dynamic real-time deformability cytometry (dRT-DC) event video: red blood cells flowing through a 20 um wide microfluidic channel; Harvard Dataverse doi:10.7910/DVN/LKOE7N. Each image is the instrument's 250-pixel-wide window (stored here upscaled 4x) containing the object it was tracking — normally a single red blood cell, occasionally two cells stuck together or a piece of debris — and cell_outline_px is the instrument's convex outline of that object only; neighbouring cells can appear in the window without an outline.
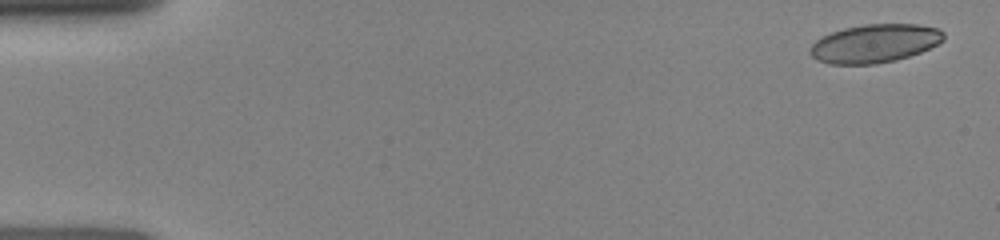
{"species": "human", "species_latin": "Homo sapiens", "temperature_condition": "room temperature", "stored_images_in_passage": 26, "camera_frame_rate_fps": 3000, "um_per_image_px": 0.085, "donor": {"sex": "female"}, "frame": {"image": 1, "passage_image": 1, "time_ms": 0.0, "image_size_px": [1000, 240], "cell_outline_px": [[944, 40], [920, 52], [896, 60], [876, 64], [828, 64], [816, 60], [808, 52], [808, 48], [816, 40], [832, 32], [844, 28], [864, 24], [916, 24], [936, 28], [944, 32]], "centroid_in_image_um": [74.31, 3.7], "position_along_channel_um": 10.7, "area_um2": 29.88}}
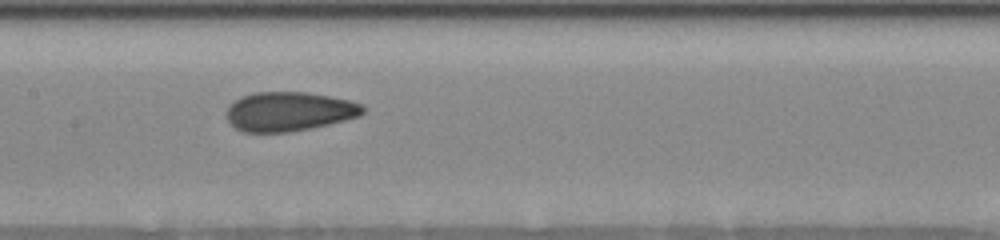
{"frame": {"image": 2, "passage_image": 14, "time_ms": 7.333, "image_size_px": [1000, 240], "cell_outline_px": [[364, 112], [360, 116], [312, 128], [288, 132], [244, 132], [236, 128], [228, 120], [228, 104], [240, 96], [252, 92], [304, 92], [352, 100], [360, 104], [364, 108]], "centroid_in_image_um": [24.56, 9.47], "position_along_channel_um": 182.8, "area_um2": 31.15}}
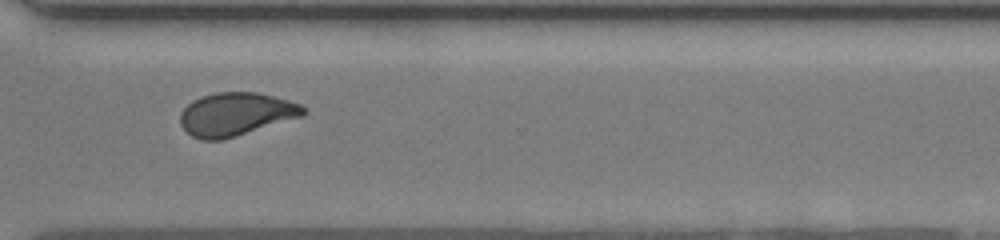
{"frame": {"image": 3, "passage_image": 25, "time_ms": 11.333, "image_size_px": [1000, 240], "cell_outline_px": [[308, 112], [304, 116], [224, 140], [200, 140], [192, 136], [180, 124], [180, 112], [192, 100], [200, 96], [216, 92], [256, 92], [272, 96], [300, 104]], "centroid_in_image_um": [20.04, 9.71], "position_along_channel_um": 350.6, "area_um2": 31.15}}